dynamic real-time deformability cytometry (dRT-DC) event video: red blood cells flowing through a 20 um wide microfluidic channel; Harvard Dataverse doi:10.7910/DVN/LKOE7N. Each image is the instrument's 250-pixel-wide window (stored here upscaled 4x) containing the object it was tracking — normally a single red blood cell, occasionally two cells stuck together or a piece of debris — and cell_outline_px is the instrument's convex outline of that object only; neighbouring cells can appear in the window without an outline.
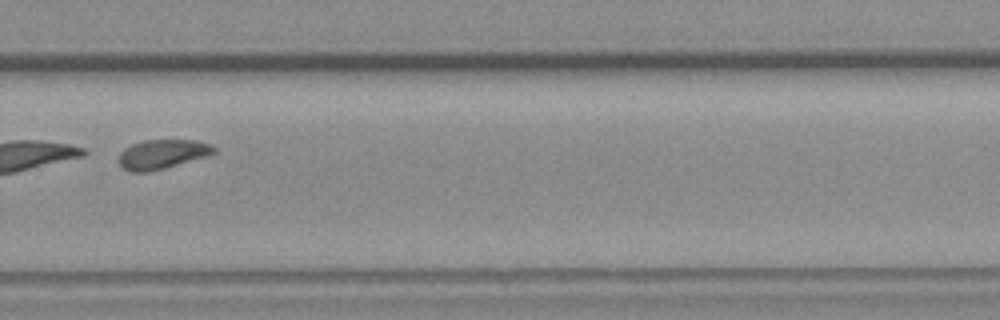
{"species": "common noctule bat (a hibernating species)", "species_latin": "Nyctalus noctula", "temperature_condition": "room temperature", "stored_images_in_passage": 54, "segment_of_instrument_passage": [2, 2], "camera_frame_rate_fps": 3000, "um_per_image_px": 0.085, "animal": {"sex": "female", "body_mass_g": 19.3, "forearm_length_mm": 54.1}, "frame": {"image": 1, "passage_image": 37, "time_ms": 12.0, "image_size_px": [1000, 320], "cell_outline_px": [[216, 152], [204, 156], [164, 168], [148, 172], [128, 172], [120, 164], [120, 152], [124, 148], [132, 144], [144, 140], [196, 140], [212, 144], [216, 148]], "centroid_in_image_um": [13.78, 13.09], "position_along_channel_um": 316.0, "area_um2": 16.07}}